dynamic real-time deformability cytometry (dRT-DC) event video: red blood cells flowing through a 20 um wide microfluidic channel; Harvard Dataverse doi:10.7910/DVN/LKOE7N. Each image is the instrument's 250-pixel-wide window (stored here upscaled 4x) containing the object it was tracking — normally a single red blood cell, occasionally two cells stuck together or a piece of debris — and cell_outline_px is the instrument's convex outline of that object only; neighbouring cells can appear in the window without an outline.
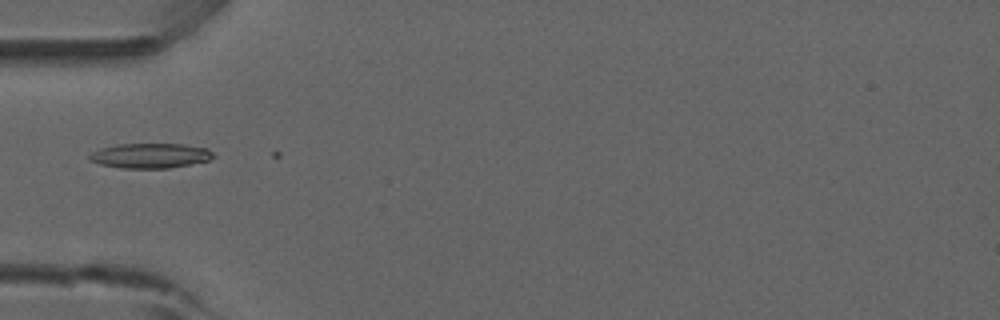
{"species": "common noctule bat (a hibernating species)", "species_latin": "Nyctalus noctula", "temperature_condition": "room temperature", "stored_images_in_passage": 2, "camera_frame_rate_fps": 3000, "um_per_image_px": 0.085, "animal": {"sex": "male", "forearm_length_mm": 52.5}, "frame": {"image": 1, "passage_image": 1, "time_ms": 0.0, "image_size_px": [1000, 320], "cell_outline_px": [[216, 156], [208, 160], [168, 168], [120, 168], [100, 164], [88, 160], [88, 156], [92, 152], [100, 148], [116, 144], [184, 144], [208, 148]], "centroid_in_image_um": [12.75, 13.22], "position_along_channel_um": 72.3, "area_um2": 17.98}}